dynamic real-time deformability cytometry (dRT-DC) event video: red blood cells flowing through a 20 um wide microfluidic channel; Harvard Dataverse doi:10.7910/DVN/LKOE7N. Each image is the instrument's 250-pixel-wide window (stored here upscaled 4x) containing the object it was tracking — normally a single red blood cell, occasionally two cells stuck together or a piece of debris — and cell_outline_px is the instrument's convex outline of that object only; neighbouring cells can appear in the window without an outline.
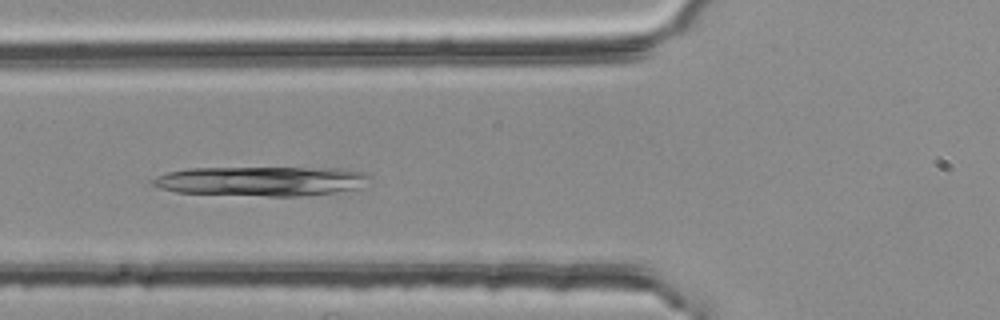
{"species": "common noctule bat (a hibernating species)", "species_latin": "Nyctalus noctula", "temperature_condition": "room temperature", "stored_images_in_passage": 47, "camera_frame_rate_fps": 3000, "um_per_image_px": 0.085, "animal": {"sex": "female", "body_mass_g": 25.1}, "frame": {"image": 1, "passage_image": 15, "time_ms": 4.667, "image_size_px": [1000, 320], "cell_outline_px": [[372, 176], [356, 188], [336, 192], [300, 196], [268, 196], [176, 192], [160, 188], [152, 184], [152, 180], [156, 176], [168, 172], [188, 168], [344, 168], [364, 172]], "centroid_in_image_um": [22.21, 15.39], "position_along_channel_um": 103.6, "area_um2": 37.17}}
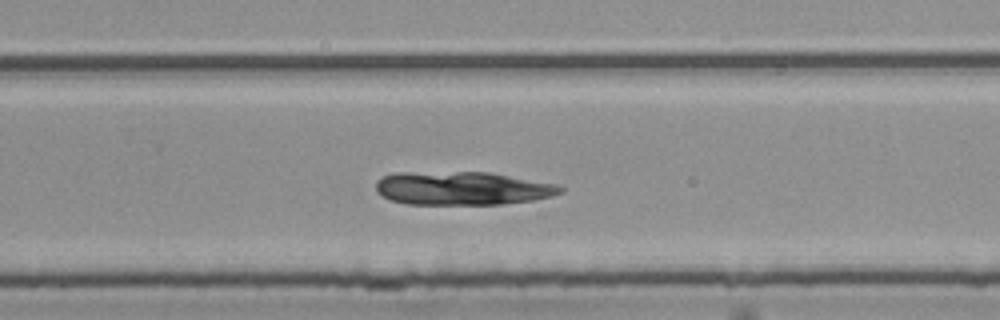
{"frame": {"image": 2, "passage_image": 30, "time_ms": 9.667, "image_size_px": [1000, 320], "cell_outline_px": [[564, 192], [552, 196], [532, 200], [504, 204], [404, 204], [392, 200], [376, 192], [376, 180], [392, 172], [488, 172], [556, 184], [564, 188]], "centroid_in_image_um": [39.27, 16.0], "position_along_channel_um": 290.5, "area_um2": 36.01}}
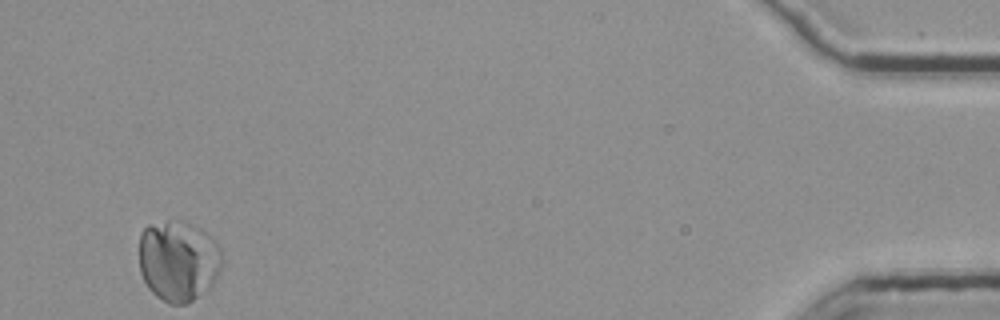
{"frame": {"image": 3, "passage_image": 47, "time_ms": 15.333, "image_size_px": [1000, 320], "cell_outline_px": [[220, 272], [216, 280], [208, 288], [188, 304], [168, 304], [156, 296], [148, 288], [140, 272], [140, 232], [148, 224], [168, 220], [200, 228], [216, 240], [220, 244]], "centroid_in_image_um": [15.14, 22.18], "position_along_channel_um": 420.1, "area_um2": 39.07}}